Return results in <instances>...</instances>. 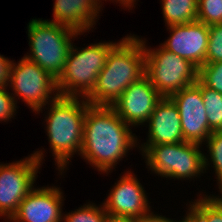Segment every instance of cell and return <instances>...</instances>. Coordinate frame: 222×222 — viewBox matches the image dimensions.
<instances>
[{
	"mask_svg": "<svg viewBox=\"0 0 222 222\" xmlns=\"http://www.w3.org/2000/svg\"><path fill=\"white\" fill-rule=\"evenodd\" d=\"M205 142L209 149V160L213 162L219 189H222V131L212 132Z\"/></svg>",
	"mask_w": 222,
	"mask_h": 222,
	"instance_id": "23",
	"label": "cell"
},
{
	"mask_svg": "<svg viewBox=\"0 0 222 222\" xmlns=\"http://www.w3.org/2000/svg\"><path fill=\"white\" fill-rule=\"evenodd\" d=\"M101 0H55L54 18L49 22L65 25L79 33L86 32L99 16Z\"/></svg>",
	"mask_w": 222,
	"mask_h": 222,
	"instance_id": "16",
	"label": "cell"
},
{
	"mask_svg": "<svg viewBox=\"0 0 222 222\" xmlns=\"http://www.w3.org/2000/svg\"><path fill=\"white\" fill-rule=\"evenodd\" d=\"M104 222H135L134 218L107 214Z\"/></svg>",
	"mask_w": 222,
	"mask_h": 222,
	"instance_id": "28",
	"label": "cell"
},
{
	"mask_svg": "<svg viewBox=\"0 0 222 222\" xmlns=\"http://www.w3.org/2000/svg\"><path fill=\"white\" fill-rule=\"evenodd\" d=\"M221 196L218 198L222 202V189H220Z\"/></svg>",
	"mask_w": 222,
	"mask_h": 222,
	"instance_id": "31",
	"label": "cell"
},
{
	"mask_svg": "<svg viewBox=\"0 0 222 222\" xmlns=\"http://www.w3.org/2000/svg\"><path fill=\"white\" fill-rule=\"evenodd\" d=\"M201 94L210 130L212 132L222 131V94L202 83Z\"/></svg>",
	"mask_w": 222,
	"mask_h": 222,
	"instance_id": "19",
	"label": "cell"
},
{
	"mask_svg": "<svg viewBox=\"0 0 222 222\" xmlns=\"http://www.w3.org/2000/svg\"><path fill=\"white\" fill-rule=\"evenodd\" d=\"M170 37L161 45L170 52L190 61L198 69L206 63L209 25L195 21L167 27Z\"/></svg>",
	"mask_w": 222,
	"mask_h": 222,
	"instance_id": "12",
	"label": "cell"
},
{
	"mask_svg": "<svg viewBox=\"0 0 222 222\" xmlns=\"http://www.w3.org/2000/svg\"><path fill=\"white\" fill-rule=\"evenodd\" d=\"M198 80L222 94V62L205 63L198 69Z\"/></svg>",
	"mask_w": 222,
	"mask_h": 222,
	"instance_id": "21",
	"label": "cell"
},
{
	"mask_svg": "<svg viewBox=\"0 0 222 222\" xmlns=\"http://www.w3.org/2000/svg\"><path fill=\"white\" fill-rule=\"evenodd\" d=\"M115 1V0H114ZM117 1V3L119 2L120 4H122V6H126V8H131V7H133L134 6V2L136 1V0H116Z\"/></svg>",
	"mask_w": 222,
	"mask_h": 222,
	"instance_id": "29",
	"label": "cell"
},
{
	"mask_svg": "<svg viewBox=\"0 0 222 222\" xmlns=\"http://www.w3.org/2000/svg\"><path fill=\"white\" fill-rule=\"evenodd\" d=\"M42 150L9 164H0V216L9 219L34 188L37 171L43 159Z\"/></svg>",
	"mask_w": 222,
	"mask_h": 222,
	"instance_id": "8",
	"label": "cell"
},
{
	"mask_svg": "<svg viewBox=\"0 0 222 222\" xmlns=\"http://www.w3.org/2000/svg\"><path fill=\"white\" fill-rule=\"evenodd\" d=\"M167 27L197 21L198 0H162Z\"/></svg>",
	"mask_w": 222,
	"mask_h": 222,
	"instance_id": "17",
	"label": "cell"
},
{
	"mask_svg": "<svg viewBox=\"0 0 222 222\" xmlns=\"http://www.w3.org/2000/svg\"><path fill=\"white\" fill-rule=\"evenodd\" d=\"M180 222H191V221L185 216V218Z\"/></svg>",
	"mask_w": 222,
	"mask_h": 222,
	"instance_id": "30",
	"label": "cell"
},
{
	"mask_svg": "<svg viewBox=\"0 0 222 222\" xmlns=\"http://www.w3.org/2000/svg\"><path fill=\"white\" fill-rule=\"evenodd\" d=\"M89 102L78 97L57 96L45 120L50 148L59 171L64 170L74 153L81 152L83 125Z\"/></svg>",
	"mask_w": 222,
	"mask_h": 222,
	"instance_id": "3",
	"label": "cell"
},
{
	"mask_svg": "<svg viewBox=\"0 0 222 222\" xmlns=\"http://www.w3.org/2000/svg\"><path fill=\"white\" fill-rule=\"evenodd\" d=\"M12 61L0 55V87H8Z\"/></svg>",
	"mask_w": 222,
	"mask_h": 222,
	"instance_id": "26",
	"label": "cell"
},
{
	"mask_svg": "<svg viewBox=\"0 0 222 222\" xmlns=\"http://www.w3.org/2000/svg\"><path fill=\"white\" fill-rule=\"evenodd\" d=\"M222 62V23L209 26L206 63Z\"/></svg>",
	"mask_w": 222,
	"mask_h": 222,
	"instance_id": "24",
	"label": "cell"
},
{
	"mask_svg": "<svg viewBox=\"0 0 222 222\" xmlns=\"http://www.w3.org/2000/svg\"><path fill=\"white\" fill-rule=\"evenodd\" d=\"M107 212L104 206L97 207L93 204H85L76 211L65 214L62 217L64 222H104Z\"/></svg>",
	"mask_w": 222,
	"mask_h": 222,
	"instance_id": "20",
	"label": "cell"
},
{
	"mask_svg": "<svg viewBox=\"0 0 222 222\" xmlns=\"http://www.w3.org/2000/svg\"><path fill=\"white\" fill-rule=\"evenodd\" d=\"M197 21L209 26L222 23V0H198Z\"/></svg>",
	"mask_w": 222,
	"mask_h": 222,
	"instance_id": "22",
	"label": "cell"
},
{
	"mask_svg": "<svg viewBox=\"0 0 222 222\" xmlns=\"http://www.w3.org/2000/svg\"><path fill=\"white\" fill-rule=\"evenodd\" d=\"M189 207L186 217L191 222H222V202L218 197H199Z\"/></svg>",
	"mask_w": 222,
	"mask_h": 222,
	"instance_id": "18",
	"label": "cell"
},
{
	"mask_svg": "<svg viewBox=\"0 0 222 222\" xmlns=\"http://www.w3.org/2000/svg\"><path fill=\"white\" fill-rule=\"evenodd\" d=\"M27 27L31 52L24 57L57 79L64 68L72 37L81 34L65 25L42 19H32Z\"/></svg>",
	"mask_w": 222,
	"mask_h": 222,
	"instance_id": "5",
	"label": "cell"
},
{
	"mask_svg": "<svg viewBox=\"0 0 222 222\" xmlns=\"http://www.w3.org/2000/svg\"><path fill=\"white\" fill-rule=\"evenodd\" d=\"M148 122V142L141 146L184 142L180 114L169 97H162L156 104Z\"/></svg>",
	"mask_w": 222,
	"mask_h": 222,
	"instance_id": "15",
	"label": "cell"
},
{
	"mask_svg": "<svg viewBox=\"0 0 222 222\" xmlns=\"http://www.w3.org/2000/svg\"><path fill=\"white\" fill-rule=\"evenodd\" d=\"M58 187L33 188L19 204L12 222H62L63 193Z\"/></svg>",
	"mask_w": 222,
	"mask_h": 222,
	"instance_id": "13",
	"label": "cell"
},
{
	"mask_svg": "<svg viewBox=\"0 0 222 222\" xmlns=\"http://www.w3.org/2000/svg\"><path fill=\"white\" fill-rule=\"evenodd\" d=\"M169 98L180 114L183 138L186 142L202 144L211 135L207 113L201 94V82H197L173 93Z\"/></svg>",
	"mask_w": 222,
	"mask_h": 222,
	"instance_id": "10",
	"label": "cell"
},
{
	"mask_svg": "<svg viewBox=\"0 0 222 222\" xmlns=\"http://www.w3.org/2000/svg\"><path fill=\"white\" fill-rule=\"evenodd\" d=\"M135 222H175L174 220L168 219L164 216L155 215L154 213L147 212L140 218L135 219Z\"/></svg>",
	"mask_w": 222,
	"mask_h": 222,
	"instance_id": "27",
	"label": "cell"
},
{
	"mask_svg": "<svg viewBox=\"0 0 222 222\" xmlns=\"http://www.w3.org/2000/svg\"><path fill=\"white\" fill-rule=\"evenodd\" d=\"M129 127L111 106L90 105L84 118L80 155L98 171H112L117 161L137 145Z\"/></svg>",
	"mask_w": 222,
	"mask_h": 222,
	"instance_id": "1",
	"label": "cell"
},
{
	"mask_svg": "<svg viewBox=\"0 0 222 222\" xmlns=\"http://www.w3.org/2000/svg\"><path fill=\"white\" fill-rule=\"evenodd\" d=\"M200 145L193 142L141 146L150 170L163 177L194 178L209 165Z\"/></svg>",
	"mask_w": 222,
	"mask_h": 222,
	"instance_id": "6",
	"label": "cell"
},
{
	"mask_svg": "<svg viewBox=\"0 0 222 222\" xmlns=\"http://www.w3.org/2000/svg\"><path fill=\"white\" fill-rule=\"evenodd\" d=\"M12 94L7 91L6 86L0 87V121H7L15 115L17 100Z\"/></svg>",
	"mask_w": 222,
	"mask_h": 222,
	"instance_id": "25",
	"label": "cell"
},
{
	"mask_svg": "<svg viewBox=\"0 0 222 222\" xmlns=\"http://www.w3.org/2000/svg\"><path fill=\"white\" fill-rule=\"evenodd\" d=\"M142 39L126 36L110 51L93 92L86 98L93 106H111L134 82L145 75Z\"/></svg>",
	"mask_w": 222,
	"mask_h": 222,
	"instance_id": "2",
	"label": "cell"
},
{
	"mask_svg": "<svg viewBox=\"0 0 222 222\" xmlns=\"http://www.w3.org/2000/svg\"><path fill=\"white\" fill-rule=\"evenodd\" d=\"M162 95L144 75L132 83L111 107L128 126H139L148 122Z\"/></svg>",
	"mask_w": 222,
	"mask_h": 222,
	"instance_id": "11",
	"label": "cell"
},
{
	"mask_svg": "<svg viewBox=\"0 0 222 222\" xmlns=\"http://www.w3.org/2000/svg\"><path fill=\"white\" fill-rule=\"evenodd\" d=\"M9 85L15 92V96H18V99L20 96L37 113L58 96L56 79L26 57H23L18 64L12 62Z\"/></svg>",
	"mask_w": 222,
	"mask_h": 222,
	"instance_id": "9",
	"label": "cell"
},
{
	"mask_svg": "<svg viewBox=\"0 0 222 222\" xmlns=\"http://www.w3.org/2000/svg\"><path fill=\"white\" fill-rule=\"evenodd\" d=\"M142 41L145 48V75L163 97H169L197 82L198 68L190 61L168 51L162 45L151 50L145 47L146 41Z\"/></svg>",
	"mask_w": 222,
	"mask_h": 222,
	"instance_id": "7",
	"label": "cell"
},
{
	"mask_svg": "<svg viewBox=\"0 0 222 222\" xmlns=\"http://www.w3.org/2000/svg\"><path fill=\"white\" fill-rule=\"evenodd\" d=\"M103 206L107 214L134 219L150 211L144 188L131 171L115 183Z\"/></svg>",
	"mask_w": 222,
	"mask_h": 222,
	"instance_id": "14",
	"label": "cell"
},
{
	"mask_svg": "<svg viewBox=\"0 0 222 222\" xmlns=\"http://www.w3.org/2000/svg\"><path fill=\"white\" fill-rule=\"evenodd\" d=\"M117 44L99 42L80 50L72 44L64 68L56 79L58 96L86 99L93 92L110 51Z\"/></svg>",
	"mask_w": 222,
	"mask_h": 222,
	"instance_id": "4",
	"label": "cell"
}]
</instances>
